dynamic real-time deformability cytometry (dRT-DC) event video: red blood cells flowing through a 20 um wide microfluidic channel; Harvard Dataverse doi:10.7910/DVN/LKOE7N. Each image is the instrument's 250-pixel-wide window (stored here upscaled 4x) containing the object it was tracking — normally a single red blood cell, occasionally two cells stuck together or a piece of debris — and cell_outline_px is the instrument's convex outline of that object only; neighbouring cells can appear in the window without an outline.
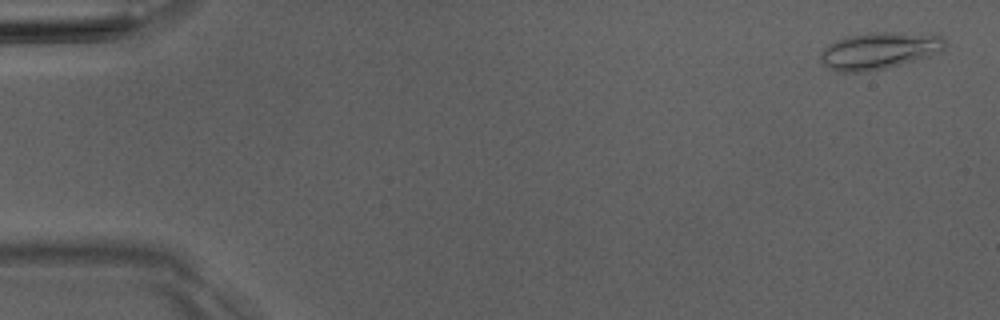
{"species": "Egyptian fruit bat (a non-hibernating species)", "species_latin": "Rousettus aegyptiacus", "temperature_condition": "room temperature", "stored_images_in_passage": 5, "camera_frame_rate_fps": 3000, "um_per_image_px": 0.085, "animal": {"sex": "male"}, "frame": {"image": 1, "passage_image": 1, "time_ms": 0.0, "image_size_px": [1000, 320], "cell_outline_px": [[944, 48], [940, 52], [928, 56], [900, 64], [868, 72], [840, 72], [828, 68], [820, 60], [820, 52], [828, 44], [844, 36], [868, 32], [932, 32], [944, 36]], "centroid_in_image_um": [74.74, 4.27], "position_along_channel_um": 10.3, "area_um2": 27.28}}